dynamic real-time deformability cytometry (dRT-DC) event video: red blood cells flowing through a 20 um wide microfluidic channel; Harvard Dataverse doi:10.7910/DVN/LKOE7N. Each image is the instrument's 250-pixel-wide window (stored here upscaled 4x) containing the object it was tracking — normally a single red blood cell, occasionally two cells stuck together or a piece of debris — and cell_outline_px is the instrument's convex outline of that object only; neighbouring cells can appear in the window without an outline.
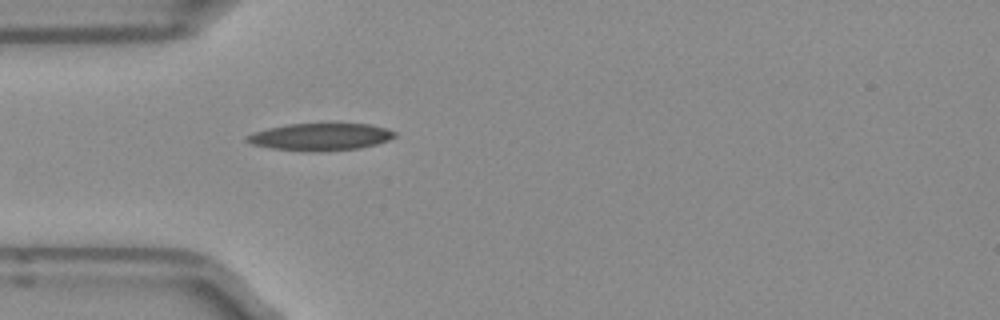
{"species": "Egyptian fruit bat (a non-hibernating species)", "species_latin": "Rousettus aegyptiacus", "temperature_condition": "room temperature", "stored_images_in_passage": 22, "camera_frame_rate_fps": 3000, "um_per_image_px": 0.085, "frame": {"image": 1, "passage_image": 1, "time_ms": 0.0, "image_size_px": [1000, 320], "cell_outline_px": [[396, 136], [388, 140], [376, 144], [360, 148], [320, 152], [312, 152], [272, 148], [252, 144], [244, 140], [244, 136], [252, 132], [268, 128], [288, 124], [368, 124], [388, 128], [396, 132]], "centroid_in_image_um": [27.22, 11.64], "position_along_channel_um": 57.8, "area_um2": 23.58}}
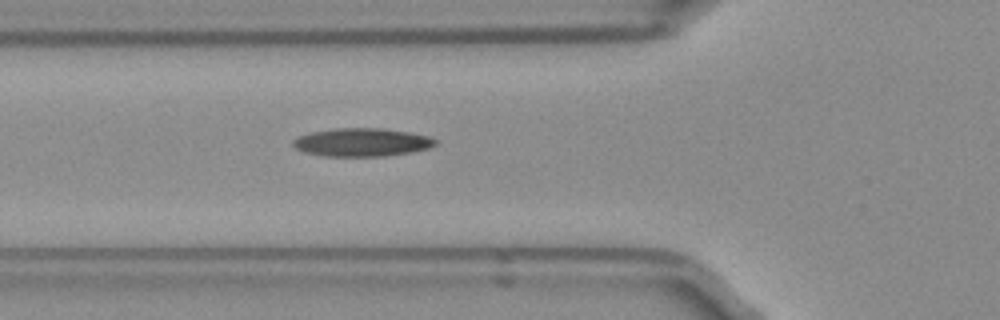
{"frame": {"image": 2, "passage_image": 4, "time_ms": 1.0, "image_size_px": [1000, 320], "cell_outline_px": [[436, 144], [428, 148], [412, 152], [384, 156], [324, 156], [304, 152], [296, 148], [292, 144], [292, 140], [308, 132], [336, 128], [380, 128], [408, 132], [428, 136], [436, 140]], "centroid_in_image_um": [30.73, 12.09], "position_along_channel_um": 95.1, "area_um2": 23.35}}
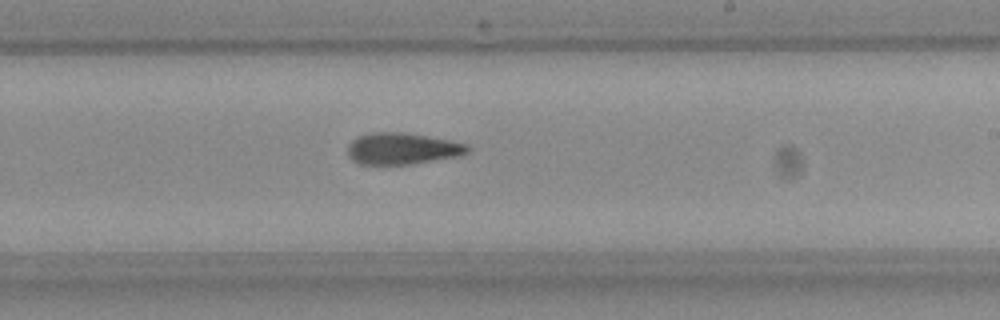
{"frame": {"image": 3, "passage_image": 16, "time_ms": 5.0, "image_size_px": [1000, 320], "cell_outline_px": [[468, 152], [460, 156], [412, 164], [360, 164], [352, 160], [348, 156], [348, 144], [356, 136], [372, 132], [408, 132], [468, 144]], "centroid_in_image_um": [34.17, 12.62], "position_along_channel_um": 254.8, "area_um2": 22.2}}